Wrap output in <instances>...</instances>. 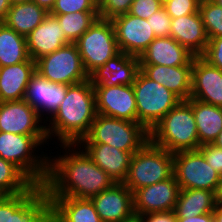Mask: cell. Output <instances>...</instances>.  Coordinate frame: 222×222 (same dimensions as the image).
Segmentation results:
<instances>
[{
	"label": "cell",
	"mask_w": 222,
	"mask_h": 222,
	"mask_svg": "<svg viewBox=\"0 0 222 222\" xmlns=\"http://www.w3.org/2000/svg\"><path fill=\"white\" fill-rule=\"evenodd\" d=\"M59 145L65 153L57 158L49 156L48 176L43 185L47 196L91 199L115 183L78 144Z\"/></svg>",
	"instance_id": "6da1fadb"
},
{
	"label": "cell",
	"mask_w": 222,
	"mask_h": 222,
	"mask_svg": "<svg viewBox=\"0 0 222 222\" xmlns=\"http://www.w3.org/2000/svg\"><path fill=\"white\" fill-rule=\"evenodd\" d=\"M95 91L90 80L70 85L55 114L45 124L47 138L77 144L90 131L96 116Z\"/></svg>",
	"instance_id": "7a4b0ae2"
},
{
	"label": "cell",
	"mask_w": 222,
	"mask_h": 222,
	"mask_svg": "<svg viewBox=\"0 0 222 222\" xmlns=\"http://www.w3.org/2000/svg\"><path fill=\"white\" fill-rule=\"evenodd\" d=\"M149 141L171 153L197 150L201 145L191 105L180 101L149 131Z\"/></svg>",
	"instance_id": "3957f363"
},
{
	"label": "cell",
	"mask_w": 222,
	"mask_h": 222,
	"mask_svg": "<svg viewBox=\"0 0 222 222\" xmlns=\"http://www.w3.org/2000/svg\"><path fill=\"white\" fill-rule=\"evenodd\" d=\"M47 140V135L0 132V157L17 166L34 184L43 186L48 176L49 156H39L35 151Z\"/></svg>",
	"instance_id": "277c9868"
},
{
	"label": "cell",
	"mask_w": 222,
	"mask_h": 222,
	"mask_svg": "<svg viewBox=\"0 0 222 222\" xmlns=\"http://www.w3.org/2000/svg\"><path fill=\"white\" fill-rule=\"evenodd\" d=\"M149 141V131L139 122L96 114L89 133L77 144H107L136 152Z\"/></svg>",
	"instance_id": "5b68a950"
},
{
	"label": "cell",
	"mask_w": 222,
	"mask_h": 222,
	"mask_svg": "<svg viewBox=\"0 0 222 222\" xmlns=\"http://www.w3.org/2000/svg\"><path fill=\"white\" fill-rule=\"evenodd\" d=\"M173 172V153L148 141L132 155L123 184L133 193L137 189L171 178Z\"/></svg>",
	"instance_id": "8992f818"
},
{
	"label": "cell",
	"mask_w": 222,
	"mask_h": 222,
	"mask_svg": "<svg viewBox=\"0 0 222 222\" xmlns=\"http://www.w3.org/2000/svg\"><path fill=\"white\" fill-rule=\"evenodd\" d=\"M137 122L150 131L181 100L163 85L149 79L141 70L132 85Z\"/></svg>",
	"instance_id": "52a82bcc"
},
{
	"label": "cell",
	"mask_w": 222,
	"mask_h": 222,
	"mask_svg": "<svg viewBox=\"0 0 222 222\" xmlns=\"http://www.w3.org/2000/svg\"><path fill=\"white\" fill-rule=\"evenodd\" d=\"M75 43L88 75L120 52L112 21L100 17Z\"/></svg>",
	"instance_id": "ba28073f"
},
{
	"label": "cell",
	"mask_w": 222,
	"mask_h": 222,
	"mask_svg": "<svg viewBox=\"0 0 222 222\" xmlns=\"http://www.w3.org/2000/svg\"><path fill=\"white\" fill-rule=\"evenodd\" d=\"M35 63L36 72L52 83L74 85L89 80L76 43H68Z\"/></svg>",
	"instance_id": "9c48e42d"
},
{
	"label": "cell",
	"mask_w": 222,
	"mask_h": 222,
	"mask_svg": "<svg viewBox=\"0 0 222 222\" xmlns=\"http://www.w3.org/2000/svg\"><path fill=\"white\" fill-rule=\"evenodd\" d=\"M173 175L180 189H205L216 193L221 176L198 150L173 153Z\"/></svg>",
	"instance_id": "30bf717a"
},
{
	"label": "cell",
	"mask_w": 222,
	"mask_h": 222,
	"mask_svg": "<svg viewBox=\"0 0 222 222\" xmlns=\"http://www.w3.org/2000/svg\"><path fill=\"white\" fill-rule=\"evenodd\" d=\"M96 113L137 122L135 93L132 85H93Z\"/></svg>",
	"instance_id": "8fae6325"
},
{
	"label": "cell",
	"mask_w": 222,
	"mask_h": 222,
	"mask_svg": "<svg viewBox=\"0 0 222 222\" xmlns=\"http://www.w3.org/2000/svg\"><path fill=\"white\" fill-rule=\"evenodd\" d=\"M119 50L139 57L156 38L147 19L129 13L119 15L112 20Z\"/></svg>",
	"instance_id": "7c38bea8"
},
{
	"label": "cell",
	"mask_w": 222,
	"mask_h": 222,
	"mask_svg": "<svg viewBox=\"0 0 222 222\" xmlns=\"http://www.w3.org/2000/svg\"><path fill=\"white\" fill-rule=\"evenodd\" d=\"M180 186L174 175L164 181L137 189L133 192L134 214L174 211Z\"/></svg>",
	"instance_id": "4fadbf2b"
},
{
	"label": "cell",
	"mask_w": 222,
	"mask_h": 222,
	"mask_svg": "<svg viewBox=\"0 0 222 222\" xmlns=\"http://www.w3.org/2000/svg\"><path fill=\"white\" fill-rule=\"evenodd\" d=\"M42 121L37 111L24 99L0 102V132L46 135Z\"/></svg>",
	"instance_id": "5bb4252c"
},
{
	"label": "cell",
	"mask_w": 222,
	"mask_h": 222,
	"mask_svg": "<svg viewBox=\"0 0 222 222\" xmlns=\"http://www.w3.org/2000/svg\"><path fill=\"white\" fill-rule=\"evenodd\" d=\"M69 86L52 83L35 72L26 87L23 99L37 111L39 117L44 120V123L48 124L47 120L58 110ZM44 114L48 116L43 119Z\"/></svg>",
	"instance_id": "9a60e30c"
},
{
	"label": "cell",
	"mask_w": 222,
	"mask_h": 222,
	"mask_svg": "<svg viewBox=\"0 0 222 222\" xmlns=\"http://www.w3.org/2000/svg\"><path fill=\"white\" fill-rule=\"evenodd\" d=\"M190 98L222 108V70L195 56Z\"/></svg>",
	"instance_id": "2e32d148"
},
{
	"label": "cell",
	"mask_w": 222,
	"mask_h": 222,
	"mask_svg": "<svg viewBox=\"0 0 222 222\" xmlns=\"http://www.w3.org/2000/svg\"><path fill=\"white\" fill-rule=\"evenodd\" d=\"M91 201L103 222H120L134 214L133 193L123 183H114Z\"/></svg>",
	"instance_id": "e0dca14e"
},
{
	"label": "cell",
	"mask_w": 222,
	"mask_h": 222,
	"mask_svg": "<svg viewBox=\"0 0 222 222\" xmlns=\"http://www.w3.org/2000/svg\"><path fill=\"white\" fill-rule=\"evenodd\" d=\"M140 71L139 58L120 51L89 75L92 85H133Z\"/></svg>",
	"instance_id": "ac0fdd59"
},
{
	"label": "cell",
	"mask_w": 222,
	"mask_h": 222,
	"mask_svg": "<svg viewBox=\"0 0 222 222\" xmlns=\"http://www.w3.org/2000/svg\"><path fill=\"white\" fill-rule=\"evenodd\" d=\"M26 43L29 57L36 61L71 42L65 37L57 17L48 13L43 22L26 36Z\"/></svg>",
	"instance_id": "d6986e66"
},
{
	"label": "cell",
	"mask_w": 222,
	"mask_h": 222,
	"mask_svg": "<svg viewBox=\"0 0 222 222\" xmlns=\"http://www.w3.org/2000/svg\"><path fill=\"white\" fill-rule=\"evenodd\" d=\"M195 55L175 39L156 37L140 54V65L184 66L193 65Z\"/></svg>",
	"instance_id": "ffe728a7"
},
{
	"label": "cell",
	"mask_w": 222,
	"mask_h": 222,
	"mask_svg": "<svg viewBox=\"0 0 222 222\" xmlns=\"http://www.w3.org/2000/svg\"><path fill=\"white\" fill-rule=\"evenodd\" d=\"M140 70L149 79L169 89L181 101L190 99L192 89V65H140Z\"/></svg>",
	"instance_id": "44dd1931"
},
{
	"label": "cell",
	"mask_w": 222,
	"mask_h": 222,
	"mask_svg": "<svg viewBox=\"0 0 222 222\" xmlns=\"http://www.w3.org/2000/svg\"><path fill=\"white\" fill-rule=\"evenodd\" d=\"M170 37L195 56H201L209 42L200 12L172 18Z\"/></svg>",
	"instance_id": "7402d4cb"
},
{
	"label": "cell",
	"mask_w": 222,
	"mask_h": 222,
	"mask_svg": "<svg viewBox=\"0 0 222 222\" xmlns=\"http://www.w3.org/2000/svg\"><path fill=\"white\" fill-rule=\"evenodd\" d=\"M91 160L105 171L115 183L127 177L130 159L135 152L121 151L107 144H78Z\"/></svg>",
	"instance_id": "603a6c76"
},
{
	"label": "cell",
	"mask_w": 222,
	"mask_h": 222,
	"mask_svg": "<svg viewBox=\"0 0 222 222\" xmlns=\"http://www.w3.org/2000/svg\"><path fill=\"white\" fill-rule=\"evenodd\" d=\"M47 198L44 186L34 184L28 191L0 197V222H25Z\"/></svg>",
	"instance_id": "cb8c5ba5"
},
{
	"label": "cell",
	"mask_w": 222,
	"mask_h": 222,
	"mask_svg": "<svg viewBox=\"0 0 222 222\" xmlns=\"http://www.w3.org/2000/svg\"><path fill=\"white\" fill-rule=\"evenodd\" d=\"M36 63L31 58L15 65L0 67V102L22 100Z\"/></svg>",
	"instance_id": "d4e9b609"
},
{
	"label": "cell",
	"mask_w": 222,
	"mask_h": 222,
	"mask_svg": "<svg viewBox=\"0 0 222 222\" xmlns=\"http://www.w3.org/2000/svg\"><path fill=\"white\" fill-rule=\"evenodd\" d=\"M54 212V222H103L91 199L47 196Z\"/></svg>",
	"instance_id": "484cf974"
},
{
	"label": "cell",
	"mask_w": 222,
	"mask_h": 222,
	"mask_svg": "<svg viewBox=\"0 0 222 222\" xmlns=\"http://www.w3.org/2000/svg\"><path fill=\"white\" fill-rule=\"evenodd\" d=\"M195 116L199 144L214 143L222 130V108L190 98Z\"/></svg>",
	"instance_id": "4316f807"
},
{
	"label": "cell",
	"mask_w": 222,
	"mask_h": 222,
	"mask_svg": "<svg viewBox=\"0 0 222 222\" xmlns=\"http://www.w3.org/2000/svg\"><path fill=\"white\" fill-rule=\"evenodd\" d=\"M48 13L44 8L32 1L14 4L10 6L3 23L8 28L26 37L43 22Z\"/></svg>",
	"instance_id": "83f0119b"
},
{
	"label": "cell",
	"mask_w": 222,
	"mask_h": 222,
	"mask_svg": "<svg viewBox=\"0 0 222 222\" xmlns=\"http://www.w3.org/2000/svg\"><path fill=\"white\" fill-rule=\"evenodd\" d=\"M216 206L214 191L205 189H180L175 213L179 218L213 213Z\"/></svg>",
	"instance_id": "f1b7e54d"
},
{
	"label": "cell",
	"mask_w": 222,
	"mask_h": 222,
	"mask_svg": "<svg viewBox=\"0 0 222 222\" xmlns=\"http://www.w3.org/2000/svg\"><path fill=\"white\" fill-rule=\"evenodd\" d=\"M29 59L26 37L0 22V67L15 65Z\"/></svg>",
	"instance_id": "f546056e"
},
{
	"label": "cell",
	"mask_w": 222,
	"mask_h": 222,
	"mask_svg": "<svg viewBox=\"0 0 222 222\" xmlns=\"http://www.w3.org/2000/svg\"><path fill=\"white\" fill-rule=\"evenodd\" d=\"M34 183L13 163L0 157V194L17 195L28 191Z\"/></svg>",
	"instance_id": "4dcf8cb0"
},
{
	"label": "cell",
	"mask_w": 222,
	"mask_h": 222,
	"mask_svg": "<svg viewBox=\"0 0 222 222\" xmlns=\"http://www.w3.org/2000/svg\"><path fill=\"white\" fill-rule=\"evenodd\" d=\"M54 16L57 17L65 37L71 43H75L95 22L99 13L98 11H80Z\"/></svg>",
	"instance_id": "1f68e13d"
},
{
	"label": "cell",
	"mask_w": 222,
	"mask_h": 222,
	"mask_svg": "<svg viewBox=\"0 0 222 222\" xmlns=\"http://www.w3.org/2000/svg\"><path fill=\"white\" fill-rule=\"evenodd\" d=\"M199 12L208 39L222 36V7L212 0H201Z\"/></svg>",
	"instance_id": "d6a6232c"
},
{
	"label": "cell",
	"mask_w": 222,
	"mask_h": 222,
	"mask_svg": "<svg viewBox=\"0 0 222 222\" xmlns=\"http://www.w3.org/2000/svg\"><path fill=\"white\" fill-rule=\"evenodd\" d=\"M80 11H98V0H56L52 15H63Z\"/></svg>",
	"instance_id": "836d02e7"
},
{
	"label": "cell",
	"mask_w": 222,
	"mask_h": 222,
	"mask_svg": "<svg viewBox=\"0 0 222 222\" xmlns=\"http://www.w3.org/2000/svg\"><path fill=\"white\" fill-rule=\"evenodd\" d=\"M134 0H98V13L102 19L113 18L127 14Z\"/></svg>",
	"instance_id": "e575fe53"
},
{
	"label": "cell",
	"mask_w": 222,
	"mask_h": 222,
	"mask_svg": "<svg viewBox=\"0 0 222 222\" xmlns=\"http://www.w3.org/2000/svg\"><path fill=\"white\" fill-rule=\"evenodd\" d=\"M201 0H163V8L171 18L199 12Z\"/></svg>",
	"instance_id": "d590c367"
},
{
	"label": "cell",
	"mask_w": 222,
	"mask_h": 222,
	"mask_svg": "<svg viewBox=\"0 0 222 222\" xmlns=\"http://www.w3.org/2000/svg\"><path fill=\"white\" fill-rule=\"evenodd\" d=\"M163 7V0H134L131 4L129 14L148 19Z\"/></svg>",
	"instance_id": "8d00e7d4"
},
{
	"label": "cell",
	"mask_w": 222,
	"mask_h": 222,
	"mask_svg": "<svg viewBox=\"0 0 222 222\" xmlns=\"http://www.w3.org/2000/svg\"><path fill=\"white\" fill-rule=\"evenodd\" d=\"M171 19L162 7L159 11L153 13L147 21L150 22L151 29L156 37H168L170 36Z\"/></svg>",
	"instance_id": "74e56055"
},
{
	"label": "cell",
	"mask_w": 222,
	"mask_h": 222,
	"mask_svg": "<svg viewBox=\"0 0 222 222\" xmlns=\"http://www.w3.org/2000/svg\"><path fill=\"white\" fill-rule=\"evenodd\" d=\"M210 167L222 176V149L213 143L203 144L197 149Z\"/></svg>",
	"instance_id": "f35d334b"
},
{
	"label": "cell",
	"mask_w": 222,
	"mask_h": 222,
	"mask_svg": "<svg viewBox=\"0 0 222 222\" xmlns=\"http://www.w3.org/2000/svg\"><path fill=\"white\" fill-rule=\"evenodd\" d=\"M201 57L209 64L222 70V36L209 39Z\"/></svg>",
	"instance_id": "ab89813d"
},
{
	"label": "cell",
	"mask_w": 222,
	"mask_h": 222,
	"mask_svg": "<svg viewBox=\"0 0 222 222\" xmlns=\"http://www.w3.org/2000/svg\"><path fill=\"white\" fill-rule=\"evenodd\" d=\"M25 222H54V212L46 198L26 219Z\"/></svg>",
	"instance_id": "60d3db41"
},
{
	"label": "cell",
	"mask_w": 222,
	"mask_h": 222,
	"mask_svg": "<svg viewBox=\"0 0 222 222\" xmlns=\"http://www.w3.org/2000/svg\"><path fill=\"white\" fill-rule=\"evenodd\" d=\"M143 222H175V211L154 212L140 215Z\"/></svg>",
	"instance_id": "b9f144b4"
},
{
	"label": "cell",
	"mask_w": 222,
	"mask_h": 222,
	"mask_svg": "<svg viewBox=\"0 0 222 222\" xmlns=\"http://www.w3.org/2000/svg\"><path fill=\"white\" fill-rule=\"evenodd\" d=\"M213 221H214L213 213H207L188 218L177 217L175 222H213Z\"/></svg>",
	"instance_id": "7bdbcfd3"
},
{
	"label": "cell",
	"mask_w": 222,
	"mask_h": 222,
	"mask_svg": "<svg viewBox=\"0 0 222 222\" xmlns=\"http://www.w3.org/2000/svg\"><path fill=\"white\" fill-rule=\"evenodd\" d=\"M10 6V0H0V22L5 20Z\"/></svg>",
	"instance_id": "ee69618b"
},
{
	"label": "cell",
	"mask_w": 222,
	"mask_h": 222,
	"mask_svg": "<svg viewBox=\"0 0 222 222\" xmlns=\"http://www.w3.org/2000/svg\"><path fill=\"white\" fill-rule=\"evenodd\" d=\"M38 6L44 8L47 12H50L55 4L56 0H31Z\"/></svg>",
	"instance_id": "f6af8a7d"
},
{
	"label": "cell",
	"mask_w": 222,
	"mask_h": 222,
	"mask_svg": "<svg viewBox=\"0 0 222 222\" xmlns=\"http://www.w3.org/2000/svg\"><path fill=\"white\" fill-rule=\"evenodd\" d=\"M213 215L215 222H222V205L216 204Z\"/></svg>",
	"instance_id": "bcb514c9"
},
{
	"label": "cell",
	"mask_w": 222,
	"mask_h": 222,
	"mask_svg": "<svg viewBox=\"0 0 222 222\" xmlns=\"http://www.w3.org/2000/svg\"><path fill=\"white\" fill-rule=\"evenodd\" d=\"M215 195H216V204L222 205V176L220 178L219 185Z\"/></svg>",
	"instance_id": "7dc6e473"
},
{
	"label": "cell",
	"mask_w": 222,
	"mask_h": 222,
	"mask_svg": "<svg viewBox=\"0 0 222 222\" xmlns=\"http://www.w3.org/2000/svg\"><path fill=\"white\" fill-rule=\"evenodd\" d=\"M120 222H143V220L140 215L133 214L131 217H129L125 220H122Z\"/></svg>",
	"instance_id": "c3c4849f"
},
{
	"label": "cell",
	"mask_w": 222,
	"mask_h": 222,
	"mask_svg": "<svg viewBox=\"0 0 222 222\" xmlns=\"http://www.w3.org/2000/svg\"><path fill=\"white\" fill-rule=\"evenodd\" d=\"M214 145L220 147L222 149V130L220 131V133L218 134L217 139L214 141L213 143Z\"/></svg>",
	"instance_id": "681fc988"
},
{
	"label": "cell",
	"mask_w": 222,
	"mask_h": 222,
	"mask_svg": "<svg viewBox=\"0 0 222 222\" xmlns=\"http://www.w3.org/2000/svg\"><path fill=\"white\" fill-rule=\"evenodd\" d=\"M31 0H10L11 5L29 2Z\"/></svg>",
	"instance_id": "f907efd6"
},
{
	"label": "cell",
	"mask_w": 222,
	"mask_h": 222,
	"mask_svg": "<svg viewBox=\"0 0 222 222\" xmlns=\"http://www.w3.org/2000/svg\"><path fill=\"white\" fill-rule=\"evenodd\" d=\"M215 2L218 6L222 7V0H212Z\"/></svg>",
	"instance_id": "816d5d0a"
}]
</instances>
